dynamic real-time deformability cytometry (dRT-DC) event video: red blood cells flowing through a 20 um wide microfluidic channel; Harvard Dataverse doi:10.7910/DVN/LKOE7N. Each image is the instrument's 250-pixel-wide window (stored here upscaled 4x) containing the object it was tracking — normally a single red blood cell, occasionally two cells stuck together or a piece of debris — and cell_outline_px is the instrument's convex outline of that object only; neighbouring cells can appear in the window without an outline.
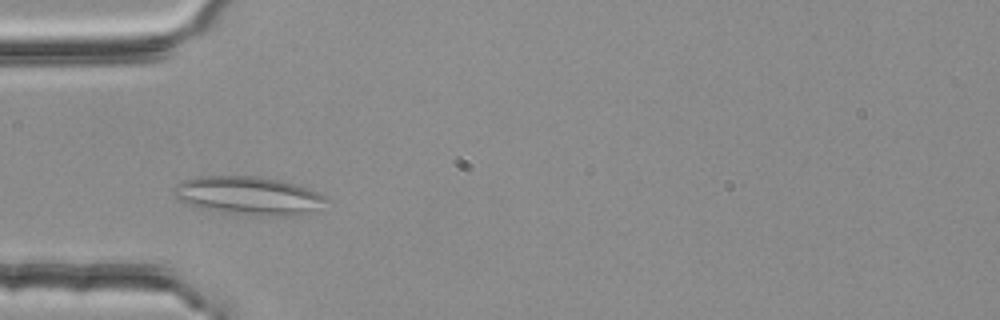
{"species": "common noctule bat (a hibernating species)", "species_latin": "Nyctalus noctula", "temperature_condition": "room temperature", "stored_images_in_passage": 43, "segment_of_instrument_passage": [1, 2], "camera_frame_rate_fps": 3000, "um_per_image_px": 0.085, "animal": {"sex": "female", "body_mass_g": 25.1}, "frame": {"image": 1, "passage_image": 10, "time_ms": 3.0, "image_size_px": [1000, 320], "cell_outline_px": [[328, 200], [320, 212], [308, 216], [248, 216], [196, 208], [180, 200], [172, 192], [176, 184], [184, 180], [200, 176], [256, 176], [280, 180], [296, 184], [308, 188], [328, 196]], "centroid_in_image_um": [21.25, 16.67], "position_along_channel_um": 63.8, "area_um2": 35.14}}